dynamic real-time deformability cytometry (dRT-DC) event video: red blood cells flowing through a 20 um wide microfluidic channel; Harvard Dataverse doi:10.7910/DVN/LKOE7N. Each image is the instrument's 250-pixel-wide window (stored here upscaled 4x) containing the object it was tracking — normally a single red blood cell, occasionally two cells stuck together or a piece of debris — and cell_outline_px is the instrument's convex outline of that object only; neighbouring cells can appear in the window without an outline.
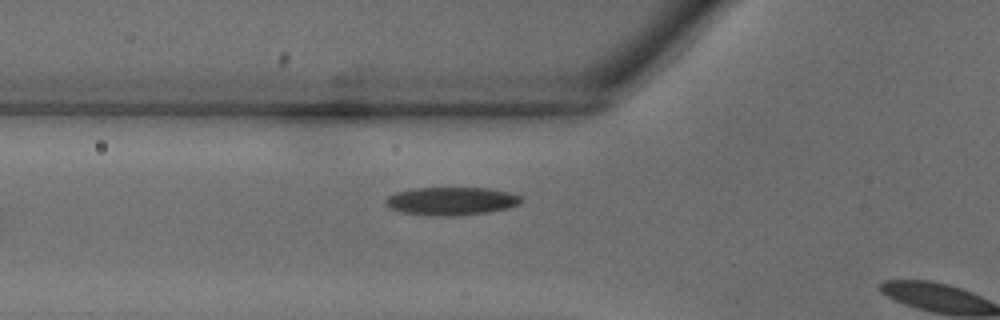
{"species": "common noctule bat (a hibernating species)", "species_latin": "Nyctalus noctula", "temperature_condition": "warm", "stored_images_in_passage": 8, "camera_frame_rate_fps": 3000, "um_per_image_px": 0.085, "animal": {"sex": "male", "body_mass_g": 18.8}, "frame": {"image": 1, "passage_image": 7, "time_ms": 2.0, "image_size_px": [1000, 320], "cell_outline_px": [[524, 200], [520, 204], [508, 208], [488, 212], [452, 216], [428, 216], [400, 212], [388, 208], [384, 204], [384, 200], [388, 196], [396, 192], [416, 188], [488, 188], [508, 192], [520, 196]], "centroid_in_image_um": [38.33, 17.1], "position_along_channel_um": 87.5, "area_um2": 22.43}}